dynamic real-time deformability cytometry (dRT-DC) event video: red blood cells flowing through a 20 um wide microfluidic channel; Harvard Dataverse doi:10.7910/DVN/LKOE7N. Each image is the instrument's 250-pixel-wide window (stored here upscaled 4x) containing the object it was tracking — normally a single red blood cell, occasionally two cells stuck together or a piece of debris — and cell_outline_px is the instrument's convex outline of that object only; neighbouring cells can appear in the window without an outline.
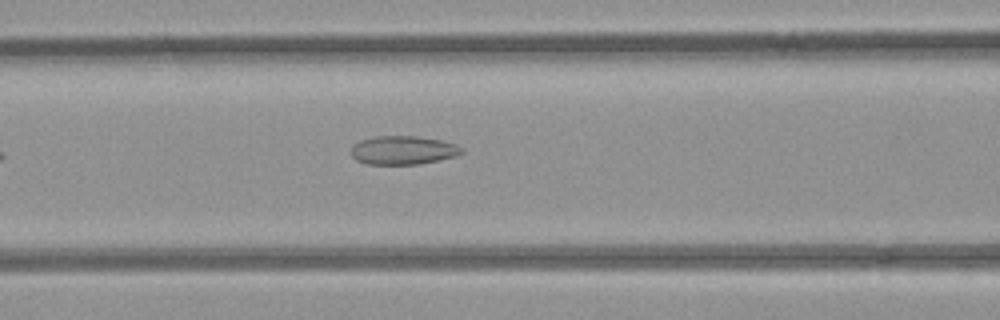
{"species": "common noctule bat (a hibernating species)", "species_latin": "Nyctalus noctula", "temperature_condition": "room temperature", "stored_images_in_passage": 42, "camera_frame_rate_fps": 3000, "um_per_image_px": 0.085, "animal": {"sex": "female", "body_mass_g": 21.9}, "frame": {"image": 1, "passage_image": 11, "time_ms": 3.333, "image_size_px": [1000, 320], "cell_outline_px": [[464, 152], [456, 156], [420, 164], [368, 164], [356, 160], [352, 156], [352, 148], [360, 140], [376, 136], [416, 136], [440, 140], [456, 144], [464, 148]], "centroid_in_image_um": [34.3, 12.77], "position_along_channel_um": 132.3, "area_um2": 18.38}}
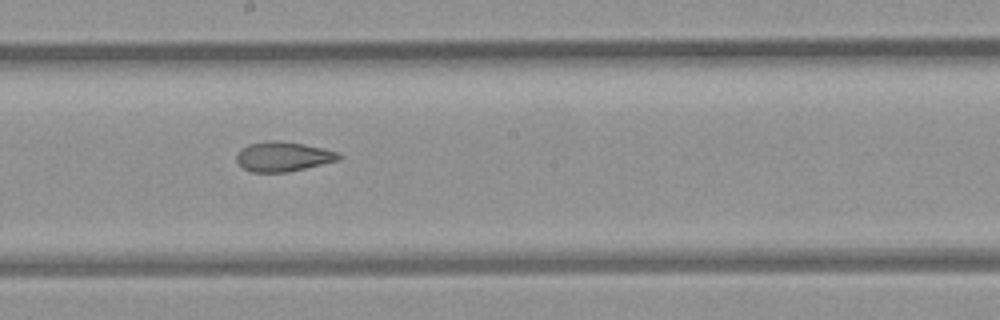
{"frame": {"image": 2, "passage_image": 18, "time_ms": 5.667, "image_size_px": [1000, 320], "cell_outline_px": [[344, 156], [340, 160], [288, 172], [252, 172], [244, 168], [236, 160], [236, 156], [240, 148], [248, 144], [268, 140], [276, 140], [304, 144], [324, 148], [336, 152]], "centroid_in_image_um": [24.07, 13.3], "position_along_channel_um": 224.1, "area_um2": 17.8}}
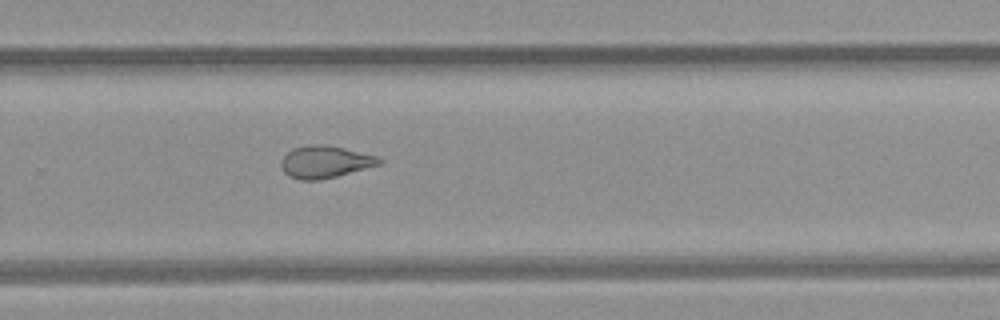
{"frame": {"image": 3, "passage_image": 24, "time_ms": 7.667, "image_size_px": [1000, 320], "cell_outline_px": [[384, 160], [380, 164], [336, 176], [320, 180], [300, 180], [288, 176], [284, 172], [280, 164], [284, 156], [292, 148], [312, 144], [320, 144], [344, 148], [376, 156]], "centroid_in_image_um": [27.6, 13.76], "position_along_channel_um": 302.2, "area_um2": 18.21}, "authors_computed_cell_mechanics": {"area_um2": 19.1318, "velocity_mm_per_s": 3.9287, "shape_relaxation_time_tau1_ms": null, "shape_relaxation_time_tau2_ms": 2.3085, "deformation_change_tau1": null, "deformation_change_tau2": 0.0938}}